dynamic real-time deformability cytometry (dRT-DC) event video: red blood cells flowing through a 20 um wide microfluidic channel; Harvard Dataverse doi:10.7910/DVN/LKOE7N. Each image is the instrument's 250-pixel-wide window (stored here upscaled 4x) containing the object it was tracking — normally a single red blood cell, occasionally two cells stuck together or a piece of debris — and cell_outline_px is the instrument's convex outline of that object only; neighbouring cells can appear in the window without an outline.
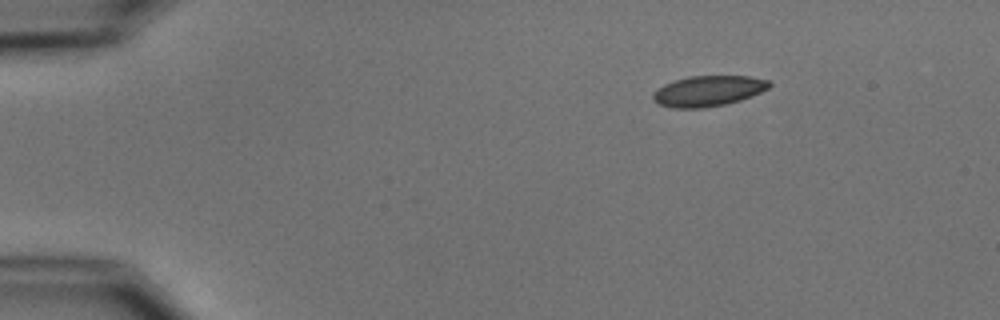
{"species": "common noctule bat (a hibernating species)", "species_latin": "Nyctalus noctula", "temperature_condition": "cold", "stored_images_in_passage": 5, "camera_frame_rate_fps": 3000, "um_per_image_px": 0.085, "animal": {"sex": "male", "body_mass_g": 15.6}, "frame": {"image": 1, "passage_image": 1, "time_ms": 0.0, "image_size_px": [1000, 320], "cell_outline_px": [[772, 84], [768, 88], [752, 96], [740, 100], [724, 104], [704, 108], [672, 108], [660, 104], [652, 100], [652, 92], [656, 88], [664, 84], [688, 76], [748, 76], [768, 80]], "centroid_in_image_um": [60.16, 7.73], "position_along_channel_um": 24.8, "area_um2": 20.75}}
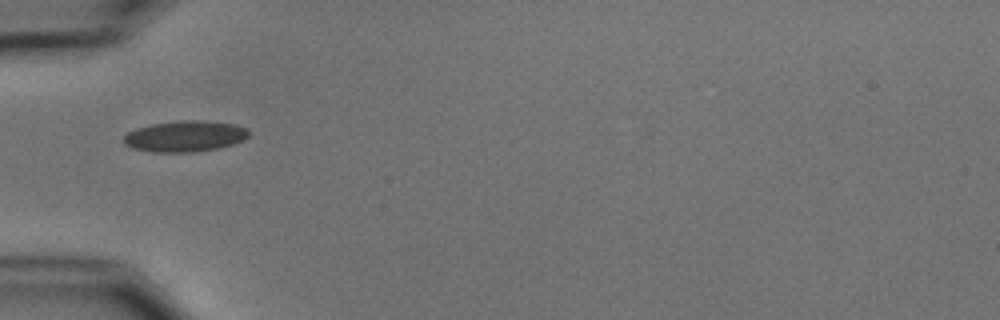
{"frame": {"image": 2, "passage_image": 4, "time_ms": 3.333, "image_size_px": [1000, 320], "cell_outline_px": [[248, 136], [232, 144], [220, 148], [192, 152], [152, 152], [132, 148], [124, 144], [124, 136], [128, 132], [136, 128], [148, 124], [184, 120], [200, 120], [236, 124], [248, 128]], "centroid_in_image_um": [15.7, 11.57], "position_along_channel_um": 69.3, "area_um2": 22.66}}